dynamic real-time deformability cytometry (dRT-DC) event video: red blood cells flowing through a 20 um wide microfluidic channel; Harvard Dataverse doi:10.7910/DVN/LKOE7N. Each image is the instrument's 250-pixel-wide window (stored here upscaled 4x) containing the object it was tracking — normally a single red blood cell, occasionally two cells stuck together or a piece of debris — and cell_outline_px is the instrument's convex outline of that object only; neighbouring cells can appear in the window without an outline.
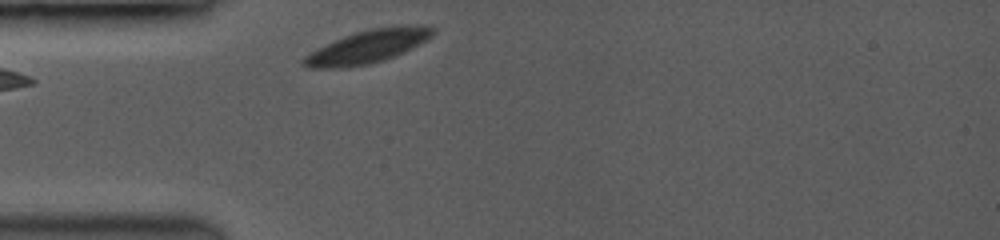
{"species": "common noctule bat (a hibernating species)", "species_latin": "Nyctalus noctula", "temperature_condition": "room temperature", "stored_images_in_passage": 8, "camera_frame_rate_fps": 3500, "um_per_image_px": 0.085, "animal": {"sex": "female", "body_mass_g": 19.0, "forearm_length_mm": 53.3}, "frame": {"image": 1, "passage_image": 1, "time_ms": 0.0, "image_size_px": [1000, 240], "cell_outline_px": [[436, 32], [432, 36], [392, 56], [380, 60], [364, 64], [336, 68], [312, 68], [300, 64], [300, 60], [304, 56], [316, 48], [344, 36], [368, 28], [408, 24], [428, 24], [436, 28]], "centroid_in_image_um": [31.24, 3.91], "position_along_channel_um": 53.8, "area_um2": 24.62}}
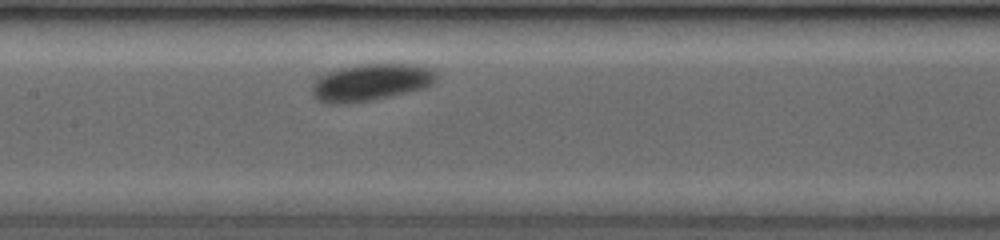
{"frame": {"image": 2, "passage_image": 6, "time_ms": 3.429, "image_size_px": [1000, 240], "cell_outline_px": [[436, 80], [432, 84], [424, 88], [364, 100], [320, 100], [316, 96], [312, 88], [312, 84], [320, 76], [328, 72], [340, 68], [360, 64], [412, 64], [432, 68], [436, 72]], "centroid_in_image_um": [31.62, 6.91], "position_along_channel_um": 175.8, "area_um2": 25.26}}
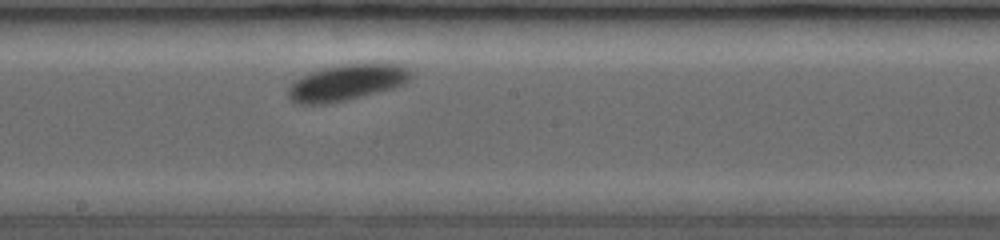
{"frame": {"image": 3, "passage_image": 8, "time_ms": 4.571, "image_size_px": [1000, 240], "cell_outline_px": [[416, 72], [404, 84], [392, 88], [344, 100], [312, 104], [308, 104], [292, 100], [288, 92], [288, 88], [300, 76], [312, 72], [328, 68], [348, 64], [400, 64]], "centroid_in_image_um": [29.55, 6.99], "position_along_channel_um": 218.6, "area_um2": 24.91}}